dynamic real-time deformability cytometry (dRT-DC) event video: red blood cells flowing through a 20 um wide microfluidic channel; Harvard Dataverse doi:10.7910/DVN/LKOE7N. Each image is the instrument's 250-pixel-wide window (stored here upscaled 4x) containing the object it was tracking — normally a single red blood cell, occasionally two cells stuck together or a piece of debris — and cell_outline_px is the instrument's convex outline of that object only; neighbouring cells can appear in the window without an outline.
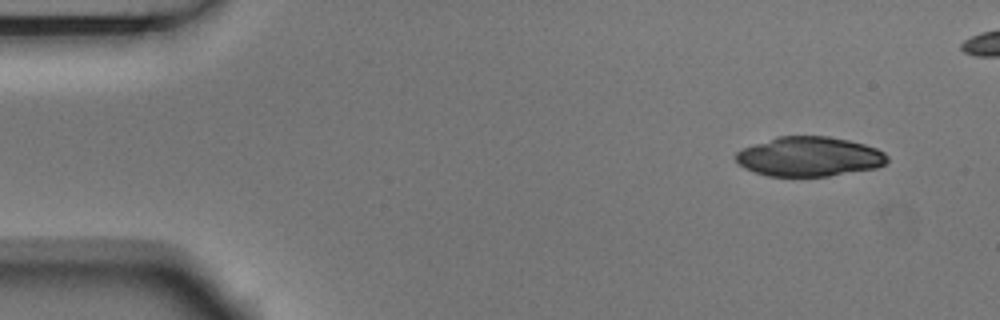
{"species": "Egyptian fruit bat (a non-hibernating species)", "species_latin": "Rousettus aegyptiacus", "temperature_condition": "room temperature", "stored_images_in_passage": 3, "camera_frame_rate_fps": 3000, "um_per_image_px": 0.085, "animal": {"sex": "male"}, "frame": {"image": 1, "passage_image": 1, "time_ms": 0.0, "image_size_px": [1000, 320], "cell_outline_px": [[888, 160], [884, 164], [876, 168], [828, 176], [768, 176], [744, 168], [736, 160], [736, 152], [744, 148], [776, 136], [828, 136], [848, 140], [864, 144], [876, 148], [884, 152], [888, 156]], "centroid_in_image_um": [68.8, 13.31], "position_along_channel_um": 16.2, "area_um2": 34.8}}